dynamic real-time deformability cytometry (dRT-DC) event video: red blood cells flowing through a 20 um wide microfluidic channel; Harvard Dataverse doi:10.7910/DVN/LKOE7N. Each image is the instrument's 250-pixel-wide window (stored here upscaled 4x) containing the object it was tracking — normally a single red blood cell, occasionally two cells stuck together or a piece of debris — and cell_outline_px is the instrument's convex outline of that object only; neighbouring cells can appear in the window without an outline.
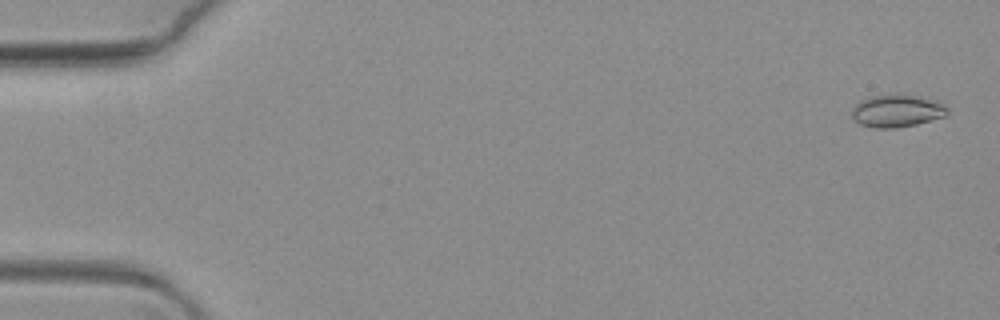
{"species": "common noctule bat (a hibernating species)", "species_latin": "Nyctalus noctula", "temperature_condition": "warm", "stored_images_in_passage": 15, "camera_frame_rate_fps": 3000, "um_per_image_px": 0.085, "animal": {"sex": "female", "body_mass_g": 19.3, "forearm_length_mm": 54.1}, "frame": {"image": 1, "passage_image": 3, "time_ms": 0.667, "image_size_px": [1000, 320], "cell_outline_px": [[948, 112], [944, 116], [916, 124], [896, 128], [872, 128], [860, 124], [852, 116], [852, 108], [860, 100], [868, 96], [888, 92], [900, 92], [920, 96], [936, 100], [944, 104], [948, 108]], "centroid_in_image_um": [76.22, 9.37], "position_along_channel_um": 8.8, "area_um2": 18.73}}